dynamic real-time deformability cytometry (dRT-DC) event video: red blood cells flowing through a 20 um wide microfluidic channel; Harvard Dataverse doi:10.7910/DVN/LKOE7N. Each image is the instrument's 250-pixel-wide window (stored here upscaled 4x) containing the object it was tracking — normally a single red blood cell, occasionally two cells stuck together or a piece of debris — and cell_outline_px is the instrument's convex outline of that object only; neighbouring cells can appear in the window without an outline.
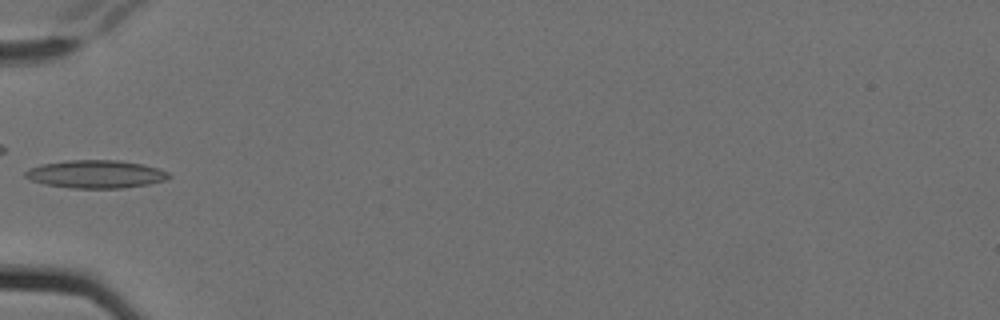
{"species": "Egyptian fruit bat (a non-hibernating species)", "species_latin": "Rousettus aegyptiacus", "temperature_condition": "cold", "stored_images_in_passage": 4, "camera_frame_rate_fps": 3000, "um_per_image_px": 0.085, "animal": {"sex": "female"}, "frame": {"image": 1, "passage_image": 4, "time_ms": 1.0, "image_size_px": [1000, 320], "cell_outline_px": [[172, 176], [164, 180], [148, 184], [124, 188], [72, 188], [44, 184], [32, 180], [24, 176], [24, 172], [28, 168], [40, 164], [64, 160], [120, 160], [140, 164], [156, 168], [168, 172]], "centroid_in_image_um": [8.1, 14.79], "position_along_channel_um": 76.9, "area_um2": 23.41}}